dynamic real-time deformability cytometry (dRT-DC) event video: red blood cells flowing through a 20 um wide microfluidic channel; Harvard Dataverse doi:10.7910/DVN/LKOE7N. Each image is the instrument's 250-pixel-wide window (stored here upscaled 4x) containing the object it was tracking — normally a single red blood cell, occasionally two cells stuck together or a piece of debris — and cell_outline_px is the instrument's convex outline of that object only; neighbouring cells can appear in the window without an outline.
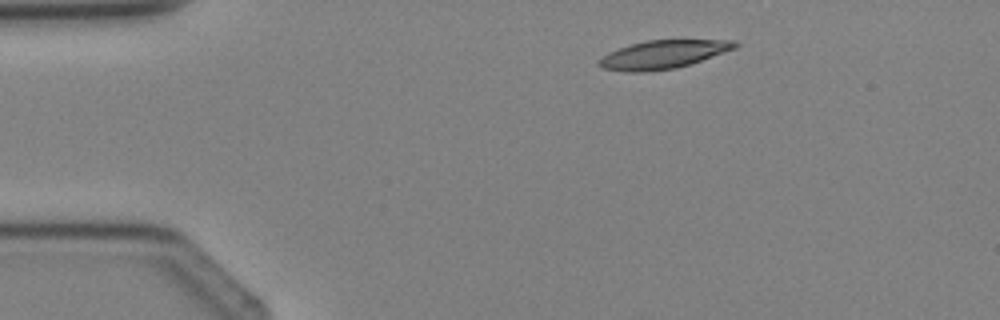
{"species": "Egyptian fruit bat (a non-hibernating species)", "species_latin": "Rousettus aegyptiacus", "temperature_condition": "cold", "stored_images_in_passage": 3, "camera_frame_rate_fps": 3000, "um_per_image_px": 0.085, "animal": {"sex": "female"}, "frame": {"image": 1, "passage_image": 2, "time_ms": 1.333, "image_size_px": [1000, 320], "cell_outline_px": [[740, 44], [736, 48], [676, 68], [644, 72], [628, 72], [604, 68], [596, 64], [608, 52], [632, 44], [648, 40], [732, 40]], "centroid_in_image_um": [56.36, 4.63], "position_along_channel_um": 28.6, "area_um2": 22.02}}